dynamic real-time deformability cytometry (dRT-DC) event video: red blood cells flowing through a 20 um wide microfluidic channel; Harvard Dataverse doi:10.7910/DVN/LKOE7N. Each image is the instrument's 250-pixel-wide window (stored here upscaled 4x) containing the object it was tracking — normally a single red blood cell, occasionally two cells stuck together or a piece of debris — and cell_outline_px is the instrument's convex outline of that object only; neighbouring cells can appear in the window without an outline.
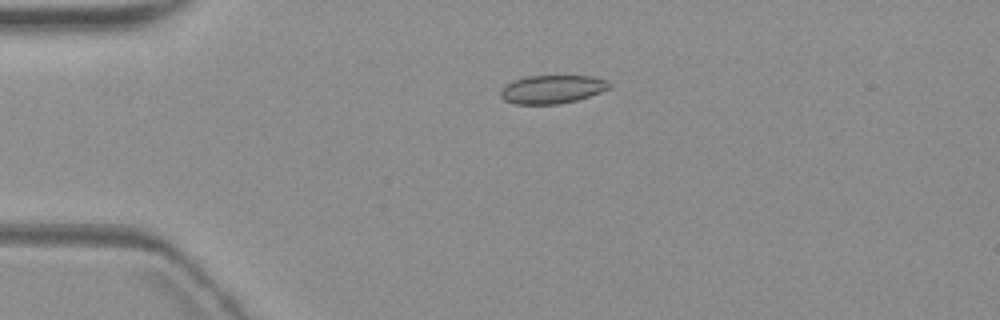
{"species": "common noctule bat (a hibernating species)", "species_latin": "Nyctalus noctula", "temperature_condition": "warm", "stored_images_in_passage": 2, "camera_frame_rate_fps": 3000, "um_per_image_px": 0.085, "animal": {"sex": "female", "body_mass_g": 19.3, "forearm_length_mm": 54.1}, "frame": {"image": 1, "passage_image": 1, "time_ms": 0.0, "image_size_px": [1000, 320], "cell_outline_px": [[612, 84], [608, 88], [600, 92], [576, 100], [556, 104], [512, 104], [504, 100], [500, 96], [500, 88], [504, 84], [512, 80], [528, 76], [592, 76], [608, 80]], "centroid_in_image_um": [46.88, 7.58], "position_along_channel_um": 38.1, "area_um2": 18.09}}